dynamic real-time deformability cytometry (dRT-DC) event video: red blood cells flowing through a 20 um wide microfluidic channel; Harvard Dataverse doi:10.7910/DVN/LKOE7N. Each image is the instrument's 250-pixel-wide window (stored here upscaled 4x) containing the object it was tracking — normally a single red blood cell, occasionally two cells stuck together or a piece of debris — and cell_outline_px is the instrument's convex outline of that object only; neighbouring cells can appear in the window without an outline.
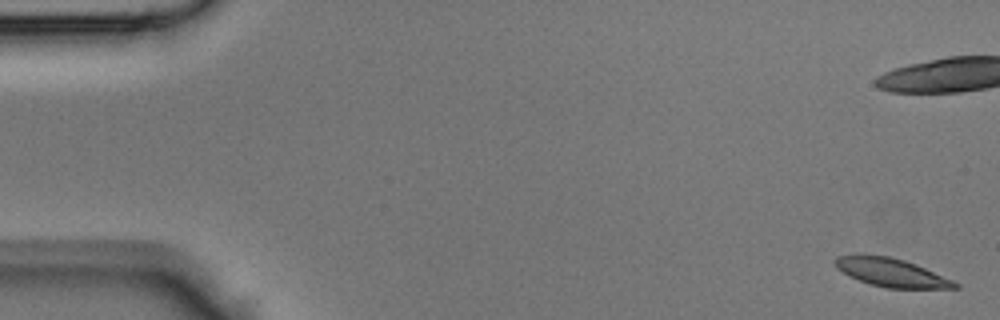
{"species": "Egyptian fruit bat (a non-hibernating species)", "species_latin": "Rousettus aegyptiacus", "temperature_condition": "room temperature", "stored_images_in_passage": 13, "camera_frame_rate_fps": 3000, "um_per_image_px": 0.085, "animal": {"sex": "male"}, "frame": {"image": 1, "passage_image": 1, "time_ms": 0.0, "image_size_px": [1000, 320], "cell_outline_px": [[960, 288], [888, 288], [868, 284], [836, 268], [836, 256], [888, 256], [904, 260], [916, 264], [952, 280], [960, 284]], "centroid_in_image_um": [75.83, 23.19], "position_along_channel_um": 9.2, "area_um2": 19.19}}